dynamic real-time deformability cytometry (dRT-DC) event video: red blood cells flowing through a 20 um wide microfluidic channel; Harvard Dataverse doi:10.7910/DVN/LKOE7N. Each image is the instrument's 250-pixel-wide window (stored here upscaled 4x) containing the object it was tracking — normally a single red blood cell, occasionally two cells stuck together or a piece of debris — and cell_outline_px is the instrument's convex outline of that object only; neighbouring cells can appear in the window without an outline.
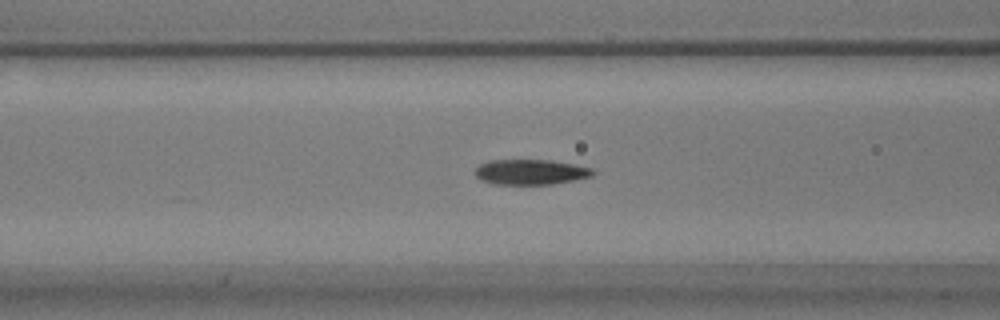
{"species": "common noctule bat (a hibernating species)", "species_latin": "Nyctalus noctula", "temperature_condition": "warm", "stored_images_in_passage": 47, "camera_frame_rate_fps": 3000, "um_per_image_px": 0.085, "animal": {"sex": "male", "body_mass_g": 17.9}, "frame": {"image": 1, "passage_image": 11, "time_ms": 3.333, "image_size_px": [1000, 320], "cell_outline_px": [[596, 172], [592, 176], [552, 184], [492, 184], [480, 180], [472, 172], [480, 164], [488, 160], [552, 160], [592, 168]], "centroid_in_image_um": [45.05, 14.62], "position_along_channel_um": 121.5, "area_um2": 17.4}}
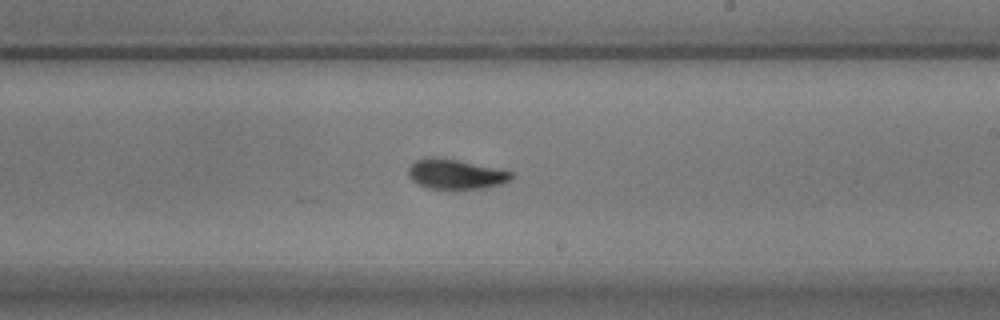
{"frame": {"image": 2, "passage_image": 22, "time_ms": 7.0, "image_size_px": [1000, 320], "cell_outline_px": [[516, 176], [512, 180], [500, 184], [484, 188], [428, 188], [412, 180], [408, 176], [408, 168], [416, 160], [432, 156], [436, 156], [504, 168], [512, 172]], "centroid_in_image_um": [38.81, 14.77], "position_along_channel_um": 250.2, "area_um2": 18.21}}
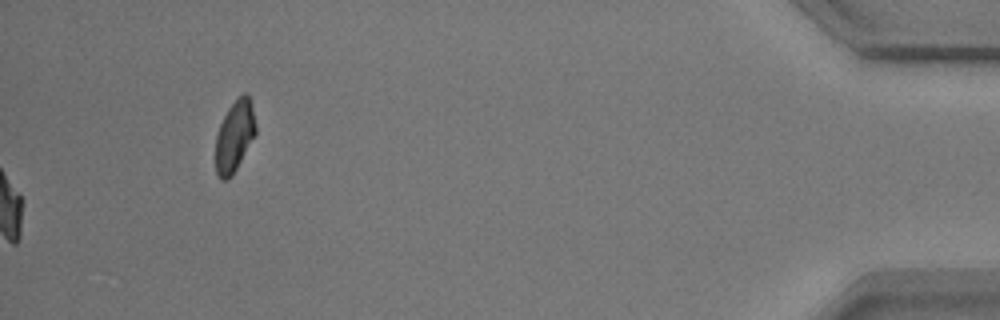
{"frame": {"image": 3, "passage_image": 47, "time_ms": 15.333, "image_size_px": [1000, 320], "cell_outline_px": [[256, 132], [232, 176], [228, 180], [220, 180], [216, 172], [216, 136], [220, 124], [228, 108], [244, 92], [248, 92], [252, 104], [256, 124]], "centroid_in_image_um": [19.94, 11.57], "position_along_channel_um": 415.3, "area_um2": 16.53}, "authors_computed_cell_mechanics": {"area_um2": 17.6868, "velocity_mm_per_s": 3.5175, "shape_relaxation_time_tau1_ms": 3.9501, "shape_relaxation_time_tau2_ms": 2.1979, "deformation_change_tau1": 0.159, "deformation_change_tau2": 0.0636}}